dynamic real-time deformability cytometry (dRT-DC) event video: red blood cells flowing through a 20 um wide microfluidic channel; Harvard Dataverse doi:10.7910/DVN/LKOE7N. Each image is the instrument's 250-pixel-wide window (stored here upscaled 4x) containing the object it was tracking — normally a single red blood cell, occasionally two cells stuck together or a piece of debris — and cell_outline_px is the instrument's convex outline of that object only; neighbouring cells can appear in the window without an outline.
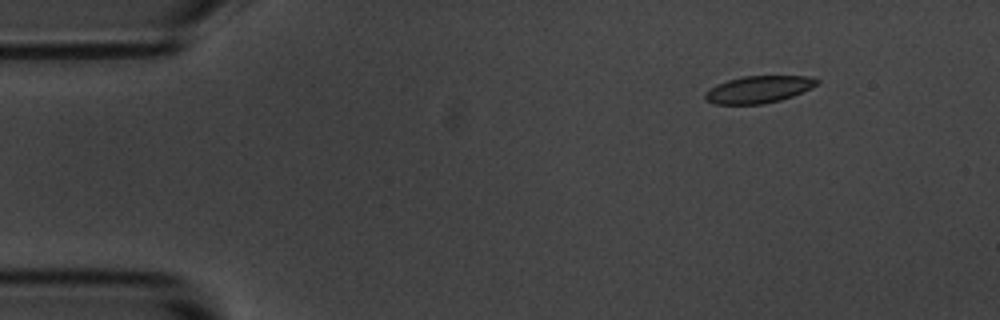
{"species": "common noctule bat (a hibernating species)", "species_latin": "Nyctalus noctula", "temperature_condition": "room temperature", "stored_images_in_passage": 49, "camera_frame_rate_fps": 3000, "um_per_image_px": 0.085, "animal": {"sex": "male", "body_mass_g": 20.1, "forearm_length_mm": 53.5}, "frame": {"image": 1, "passage_image": 1, "time_ms": 0.0, "image_size_px": [1000, 320], "cell_outline_px": [[820, 84], [792, 96], [780, 100], [760, 104], [716, 104], [704, 100], [704, 92], [716, 84], [728, 80], [744, 76], [812, 76], [820, 80]], "centroid_in_image_um": [64.48, 7.59], "position_along_channel_um": 20.5, "area_um2": 17.74}}
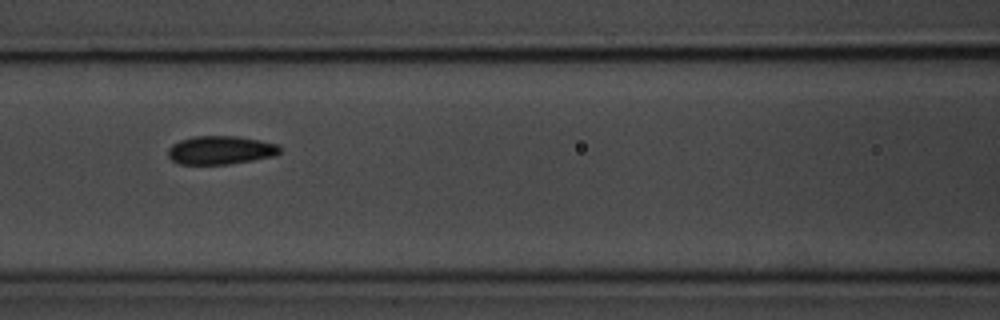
{"frame": {"image": 2, "passage_image": 18, "time_ms": 5.667, "image_size_px": [1000, 320], "cell_outline_px": [[280, 152], [276, 156], [228, 164], [180, 164], [172, 160], [168, 156], [168, 148], [172, 144], [180, 140], [192, 136], [240, 136], [280, 144]], "centroid_in_image_um": [18.77, 12.75], "position_along_channel_um": 147.8, "area_um2": 18.73}}
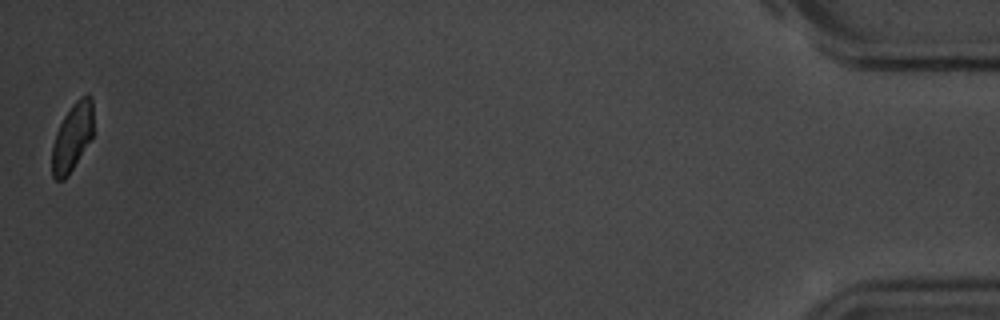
{"frame": {"image": 3, "passage_image": 49, "time_ms": 16.0, "image_size_px": [1000, 320], "cell_outline_px": [[92, 136], [68, 176], [64, 180], [56, 180], [52, 176], [52, 144], [56, 132], [64, 116], [72, 104], [80, 96], [88, 92], [92, 96]], "centroid_in_image_um": [6.13, 11.63], "position_along_channel_um": 429.1, "area_um2": 16.3}, "authors_computed_cell_mechanics": {"area_um2": 18.3804, "velocity_mm_per_s": 3.6398, "shape_relaxation_time_tau1_ms": 2.2256, "shape_relaxation_time_tau2_ms": 1.7137, "deformation_change_tau1": 0.0958, "deformation_change_tau2": 0.0641}}